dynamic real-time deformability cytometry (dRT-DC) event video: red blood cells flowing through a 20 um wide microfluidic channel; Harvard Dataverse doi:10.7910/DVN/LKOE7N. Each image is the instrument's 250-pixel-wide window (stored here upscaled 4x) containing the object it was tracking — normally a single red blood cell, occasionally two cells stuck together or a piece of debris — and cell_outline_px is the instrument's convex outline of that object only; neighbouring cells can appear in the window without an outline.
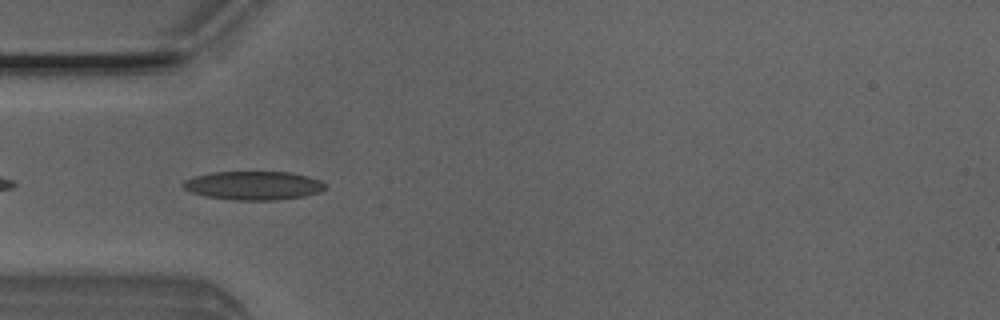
{"species": "Egyptian fruit bat (a non-hibernating species)", "species_latin": "Rousettus aegyptiacus", "temperature_condition": "room temperature", "stored_images_in_passage": 37, "camera_frame_rate_fps": 3000, "um_per_image_px": 0.085, "animal": {"sex": "male"}, "frame": {"image": 1, "passage_image": 2, "time_ms": 0.333, "image_size_px": [1000, 320], "cell_outline_px": [[328, 188], [320, 192], [304, 196], [276, 200], [232, 200], [204, 196], [192, 192], [184, 188], [180, 184], [184, 180], [196, 176], [212, 172], [292, 172], [308, 176], [320, 180], [328, 184]], "centroid_in_image_um": [21.59, 15.77], "position_along_channel_um": 63.4, "area_um2": 23.99}}
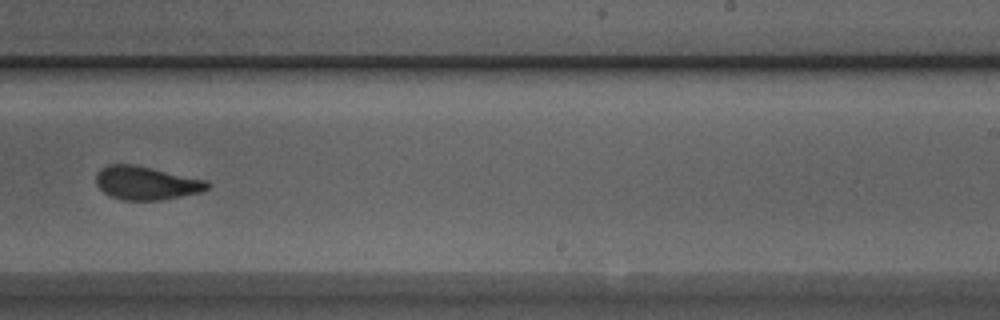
{"frame": {"image": 2, "passage_image": 18, "time_ms": 5.667, "image_size_px": [1000, 320], "cell_outline_px": [[212, 184], [208, 188], [200, 192], [160, 200], [120, 200], [104, 192], [96, 184], [96, 172], [108, 164], [132, 164], [208, 180]], "centroid_in_image_um": [12.43, 15.55], "position_along_channel_um": 276.6, "area_um2": 21.62}}
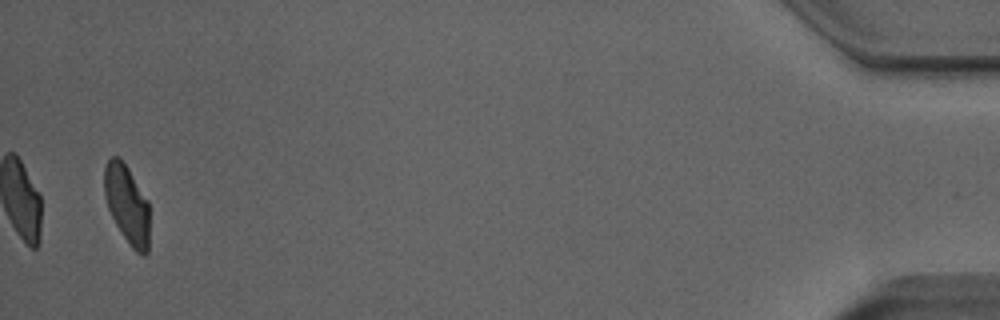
{"frame": {"image": 3, "passage_image": 36, "time_ms": 11.667, "image_size_px": [1000, 320], "cell_outline_px": [[148, 252], [144, 256], [140, 256], [132, 248], [116, 224], [108, 208], [104, 196], [104, 168], [108, 160], [112, 156], [120, 156], [128, 168], [148, 200]], "centroid_in_image_um": [10.79, 17.35], "position_along_channel_um": 424.4, "area_um2": 20.63}, "authors_computed_cell_mechanics": {"area_um2": 21.964, "velocity_mm_per_s": 4.0056, "shape_relaxation_time_tau1_ms": 4.0125, "shape_relaxation_time_tau2_ms": 1.538, "deformation_change_tau1": 0.1368, "deformation_change_tau2": 0.0835}}